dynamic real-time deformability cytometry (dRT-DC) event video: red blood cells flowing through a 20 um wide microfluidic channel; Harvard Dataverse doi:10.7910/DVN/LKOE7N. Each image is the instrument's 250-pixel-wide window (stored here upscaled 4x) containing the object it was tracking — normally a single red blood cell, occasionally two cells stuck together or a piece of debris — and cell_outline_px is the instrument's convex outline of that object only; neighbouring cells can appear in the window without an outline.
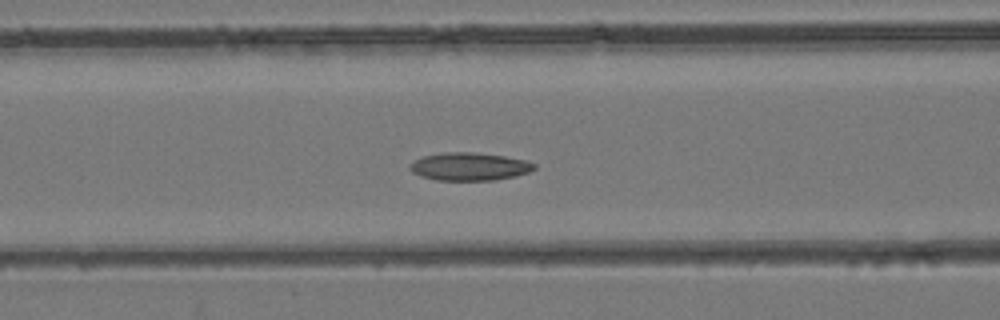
{"species": "common noctule bat (a hibernating species)", "species_latin": "Nyctalus noctula", "temperature_condition": "room temperature", "stored_images_in_passage": 50, "camera_frame_rate_fps": 3000, "um_per_image_px": 0.085, "animal": {"sex": "female", "body_mass_g": 24.6, "forearm_length_mm": 56.2}, "frame": {"image": 1, "passage_image": 20, "time_ms": 6.333, "image_size_px": [1000, 320], "cell_outline_px": [[536, 168], [528, 172], [516, 176], [496, 180], [436, 180], [412, 172], [408, 168], [408, 164], [424, 156], [444, 152], [472, 152], [504, 156], [524, 160], [536, 164]], "centroid_in_image_um": [39.91, 14.16], "position_along_channel_um": 126.7, "area_um2": 20.11}}
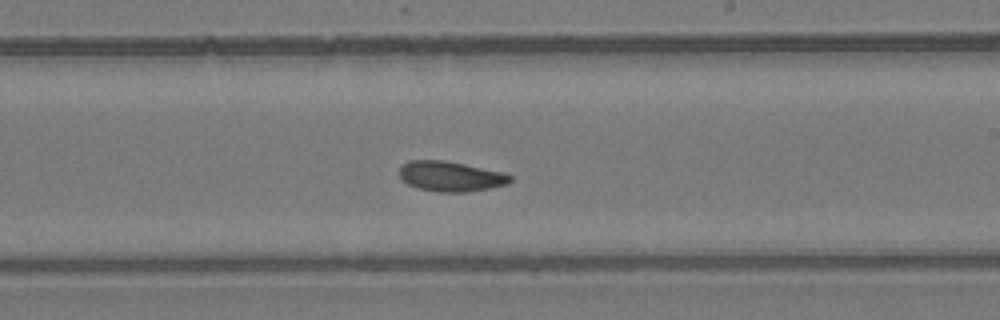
{"frame": {"image": 2, "passage_image": 29, "time_ms": 9.333, "image_size_px": [1000, 320], "cell_outline_px": [[512, 180], [508, 184], [468, 192], [440, 192], [416, 188], [408, 184], [400, 176], [400, 164], [408, 160], [444, 160], [504, 172], [512, 176]], "centroid_in_image_um": [38.3, 14.98], "position_along_channel_um": 250.7, "area_um2": 19.54}}
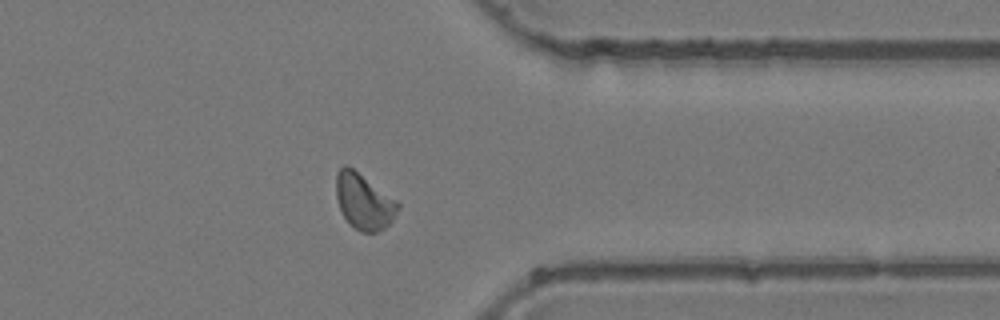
{"frame": {"image": 3, "passage_image": 39, "time_ms": 12.667, "image_size_px": [1000, 320], "cell_outline_px": [[400, 208], [392, 220], [384, 228], [376, 232], [360, 232], [348, 224], [340, 208], [336, 196], [336, 172], [344, 164], [348, 164], [396, 200], [400, 204]], "centroid_in_image_um": [30.91, 17.11], "position_along_channel_um": 380.5, "area_um2": 20.11}}